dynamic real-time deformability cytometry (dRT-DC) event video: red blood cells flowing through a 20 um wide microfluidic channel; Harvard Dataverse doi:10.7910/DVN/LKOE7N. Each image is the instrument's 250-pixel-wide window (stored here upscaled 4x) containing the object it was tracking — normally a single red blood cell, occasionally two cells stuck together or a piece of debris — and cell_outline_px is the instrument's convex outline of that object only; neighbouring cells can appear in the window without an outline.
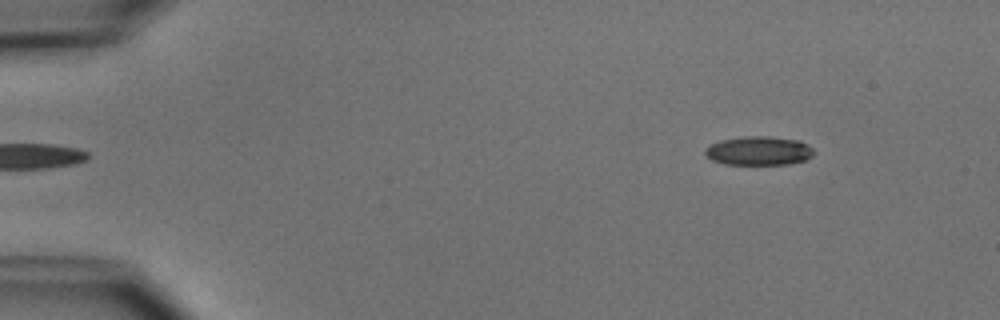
{"species": "common noctule bat (a hibernating species)", "species_latin": "Nyctalus noctula", "temperature_condition": "cold", "stored_images_in_passage": 3, "camera_frame_rate_fps": 3000, "um_per_image_px": 0.085, "animal": {"sex": "male", "body_mass_g": 15.6}, "frame": {"image": 1, "passage_image": 3, "time_ms": 2.333, "image_size_px": [1000, 320], "cell_outline_px": [[812, 156], [804, 160], [788, 164], [724, 164], [712, 160], [704, 152], [704, 148], [708, 144], [720, 140], [744, 136], [768, 136], [800, 140], [808, 144], [812, 148]], "centroid_in_image_um": [64.46, 12.8], "position_along_channel_um": 20.5, "area_um2": 18.38}}